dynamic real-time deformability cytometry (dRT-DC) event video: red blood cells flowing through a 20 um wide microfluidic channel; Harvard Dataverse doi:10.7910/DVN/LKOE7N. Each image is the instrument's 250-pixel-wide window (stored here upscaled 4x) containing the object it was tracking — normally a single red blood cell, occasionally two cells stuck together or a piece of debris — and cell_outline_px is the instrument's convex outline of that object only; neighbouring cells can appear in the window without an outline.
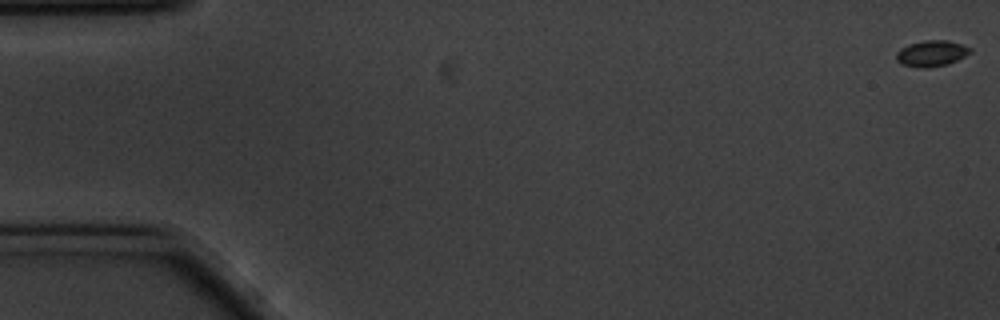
{"species": "common noctule bat (a hibernating species)", "species_latin": "Nyctalus noctula", "temperature_condition": "cold", "stored_images_in_passage": 15, "camera_frame_rate_fps": 3000, "um_per_image_px": 0.085, "animal": {"sex": "male", "body_mass_g": 20.1, "forearm_length_mm": 53.5}, "frame": {"image": 1, "passage_image": 1, "time_ms": 0.0, "image_size_px": [1000, 320], "cell_outline_px": [[972, 52], [948, 64], [928, 68], [920, 68], [900, 64], [896, 60], [896, 52], [900, 48], [908, 44], [924, 40], [948, 40], [964, 44], [972, 48]], "centroid_in_image_um": [79.17, 4.53], "position_along_channel_um": 5.8, "area_um2": 11.44}}
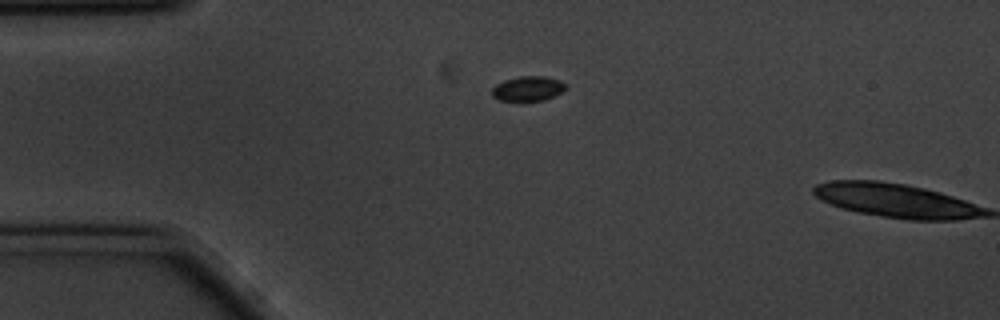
{"frame": {"image": 2, "passage_image": 14, "time_ms": 4.333, "image_size_px": [1000, 320], "cell_outline_px": [[568, 88], [544, 100], [500, 100], [492, 96], [492, 88], [496, 84], [504, 80], [520, 76], [544, 76], [560, 80], [568, 84]], "centroid_in_image_um": [44.9, 7.51], "position_along_channel_um": 40.1, "area_um2": 10.58}}